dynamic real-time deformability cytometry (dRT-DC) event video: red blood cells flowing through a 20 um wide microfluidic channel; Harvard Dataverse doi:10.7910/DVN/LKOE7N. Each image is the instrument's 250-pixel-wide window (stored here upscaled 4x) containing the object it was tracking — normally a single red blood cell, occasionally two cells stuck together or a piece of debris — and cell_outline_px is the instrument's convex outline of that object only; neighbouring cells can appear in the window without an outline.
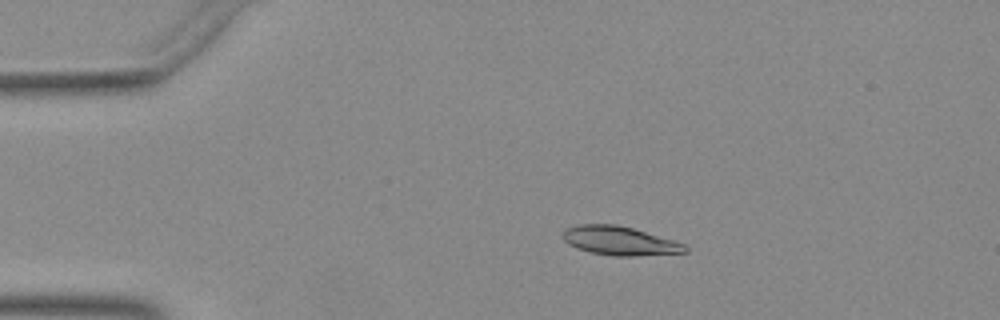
{"species": "Egyptian fruit bat (a non-hibernating species)", "species_latin": "Rousettus aegyptiacus", "temperature_condition": "warm", "stored_images_in_passage": 43, "camera_frame_rate_fps": 3000, "um_per_image_px": 0.085, "animal": {"sex": "female"}, "frame": {"image": 1, "passage_image": 2, "time_ms": 0.333, "image_size_px": [1000, 320], "cell_outline_px": [[688, 252], [632, 256], [612, 256], [592, 252], [576, 248], [568, 244], [560, 236], [568, 228], [580, 224], [616, 224], [632, 228], [672, 240], [684, 244], [688, 248]], "centroid_in_image_um": [52.64, 20.47], "position_along_channel_um": 32.4, "area_um2": 20.35}}
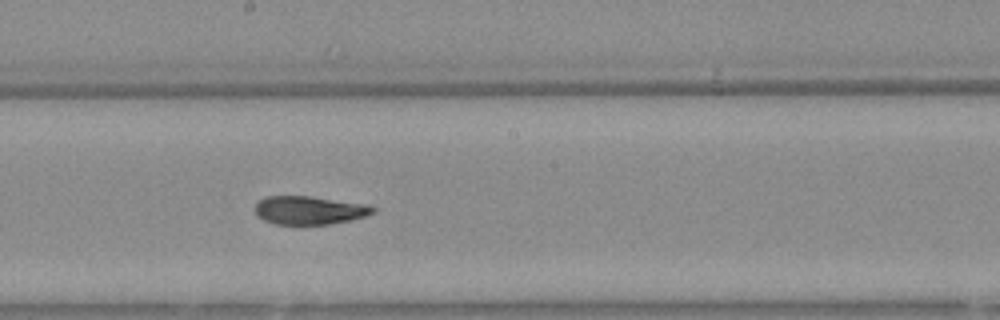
{"frame": {"image": 2, "passage_image": 20, "time_ms": 6.333, "image_size_px": [1000, 320], "cell_outline_px": [[376, 212], [352, 220], [328, 224], [276, 224], [264, 220], [256, 216], [256, 200], [268, 196], [312, 196], [368, 204], [376, 208]], "centroid_in_image_um": [26.31, 17.86], "position_along_channel_um": 221.9, "area_um2": 19.65}}
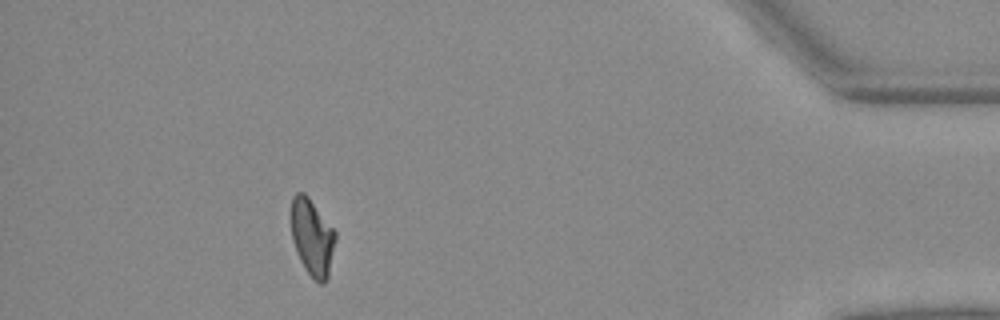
{"frame": {"image": 3, "passage_image": 38, "time_ms": 12.333, "image_size_px": [1000, 320], "cell_outline_px": [[336, 240], [328, 276], [324, 284], [320, 284], [304, 268], [296, 252], [292, 240], [292, 196], [296, 192], [304, 192], [308, 196], [336, 232]], "centroid_in_image_um": [26.54, 20.16], "position_along_channel_um": 408.7, "area_um2": 19.65}}